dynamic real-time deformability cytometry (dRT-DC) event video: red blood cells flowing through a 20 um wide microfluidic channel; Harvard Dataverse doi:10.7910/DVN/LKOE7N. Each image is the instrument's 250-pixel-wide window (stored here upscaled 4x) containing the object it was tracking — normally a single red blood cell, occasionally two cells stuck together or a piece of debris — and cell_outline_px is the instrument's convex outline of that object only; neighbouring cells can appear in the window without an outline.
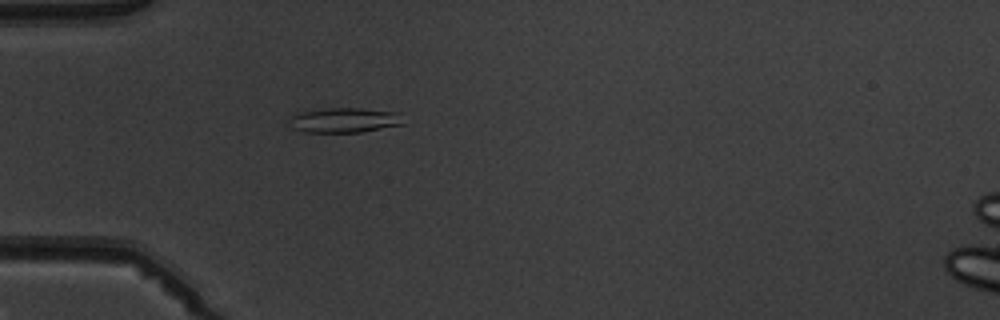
{"species": "common noctule bat (a hibernating species)", "species_latin": "Nyctalus noctula", "temperature_condition": "warm", "stored_images_in_passage": 5, "camera_frame_rate_fps": 3000, "um_per_image_px": 0.085, "animal": {"sex": "male", "body_mass_g": 19.5, "forearm_length_mm": 54.6}, "frame": {"image": 1, "passage_image": 5, "time_ms": 4.667, "image_size_px": [1000, 320], "cell_outline_px": [[408, 124], [360, 132], [304, 132], [292, 128], [288, 124], [288, 116], [296, 112], [328, 108], [360, 108], [400, 112]], "centroid_in_image_um": [29.29, 10.21], "position_along_channel_um": 55.7, "area_um2": 17.11}}